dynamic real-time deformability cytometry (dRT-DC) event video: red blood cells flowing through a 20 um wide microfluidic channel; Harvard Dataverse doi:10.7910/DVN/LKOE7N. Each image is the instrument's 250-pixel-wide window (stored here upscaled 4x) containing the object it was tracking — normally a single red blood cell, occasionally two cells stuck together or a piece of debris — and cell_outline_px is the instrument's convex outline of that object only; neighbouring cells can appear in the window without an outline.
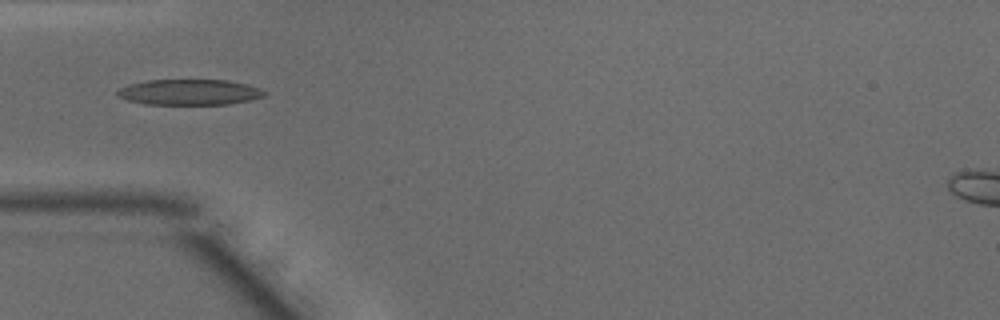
{"species": "common noctule bat (a hibernating species)", "species_latin": "Nyctalus noctula", "temperature_condition": "warm", "stored_images_in_passage": 20, "camera_frame_rate_fps": 3000, "um_per_image_px": 0.085, "animal": {"sex": "male", "body_mass_g": 15.6}, "frame": {"image": 1, "passage_image": 15, "time_ms": 4.667, "image_size_px": [1000, 320], "cell_outline_px": [[268, 92], [264, 96], [248, 100], [228, 104], [144, 104], [128, 100], [116, 96], [116, 92], [120, 88], [128, 84], [148, 80], [228, 80], [248, 84], [260, 88]], "centroid_in_image_um": [16.1, 7.83], "position_along_channel_um": 68.9, "area_um2": 22.02}}